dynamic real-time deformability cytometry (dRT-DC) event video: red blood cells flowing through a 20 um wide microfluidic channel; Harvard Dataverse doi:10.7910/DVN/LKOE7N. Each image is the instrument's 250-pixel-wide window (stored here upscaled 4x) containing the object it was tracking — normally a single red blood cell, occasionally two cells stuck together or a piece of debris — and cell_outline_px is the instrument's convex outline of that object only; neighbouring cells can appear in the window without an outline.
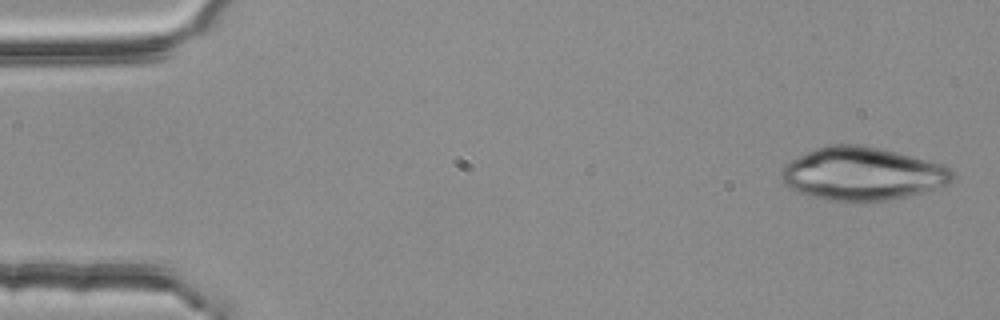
{"species": "common noctule bat (a hibernating species)", "species_latin": "Nyctalus noctula", "temperature_condition": "room temperature", "stored_images_in_passage": 5, "camera_frame_rate_fps": 3000, "um_per_image_px": 0.085, "animal": {"sex": "female", "body_mass_g": 25.1}, "frame": {"image": 1, "passage_image": 1, "time_ms": 0.0, "image_size_px": [1000, 320], "cell_outline_px": [[952, 180], [948, 184], [924, 192], [908, 196], [888, 200], [860, 204], [828, 200], [796, 192], [788, 188], [784, 184], [780, 176], [780, 168], [784, 164], [816, 148], [828, 144], [856, 144], [876, 148], [944, 164], [952, 168]], "centroid_in_image_um": [73.26, 14.81], "position_along_channel_um": 11.7, "area_um2": 53.35}}
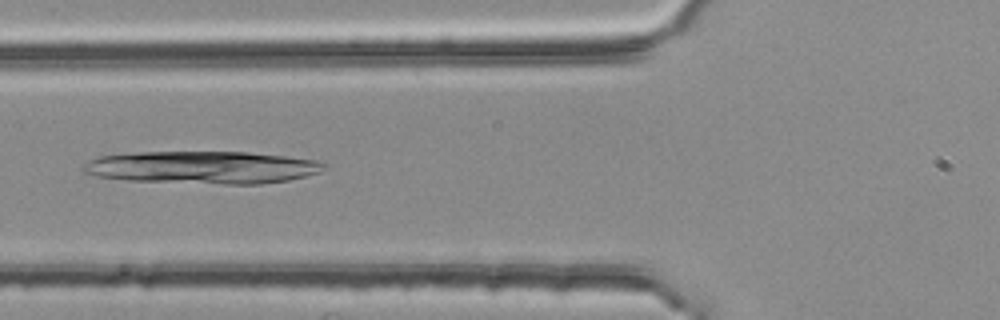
{"frame": {"image": 2, "passage_image": 5, "time_ms": 1.333, "image_size_px": [1000, 320], "cell_outline_px": [[328, 164], [320, 172], [288, 180], [260, 184], [224, 184], [128, 180], [96, 176], [84, 172], [80, 168], [84, 164], [100, 156], [136, 152], [248, 152], [284, 156], [316, 160]], "centroid_in_image_um": [17.22, 14.23], "position_along_channel_um": 108.6, "area_um2": 45.49}}